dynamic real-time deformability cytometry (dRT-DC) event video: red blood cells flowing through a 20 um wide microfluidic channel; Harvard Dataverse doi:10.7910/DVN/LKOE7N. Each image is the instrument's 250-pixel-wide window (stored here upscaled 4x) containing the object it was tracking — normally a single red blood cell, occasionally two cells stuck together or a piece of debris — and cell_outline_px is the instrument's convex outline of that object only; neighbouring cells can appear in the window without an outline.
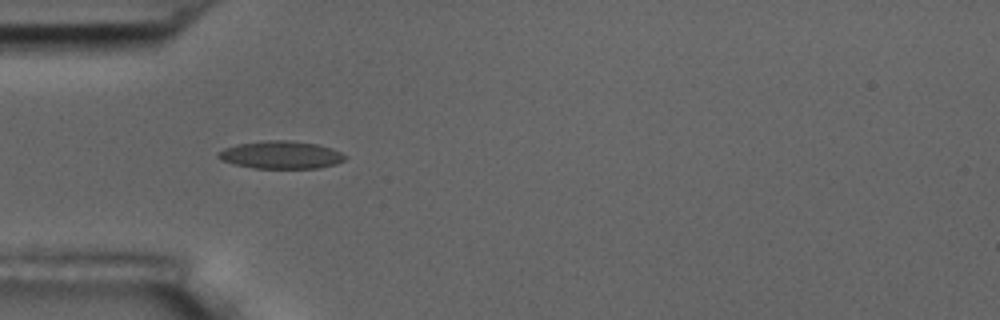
{"species": "common noctule bat (a hibernating species)", "species_latin": "Nyctalus noctula", "temperature_condition": "room temperature", "stored_images_in_passage": 4, "camera_frame_rate_fps": 3000, "um_per_image_px": 0.085, "animal": {"sex": "male", "body_mass_g": 17.5, "forearm_length_mm": 52.3}, "frame": {"image": 1, "passage_image": 3, "time_ms": 2.333, "image_size_px": [1000, 320], "cell_outline_px": [[348, 156], [344, 160], [336, 164], [320, 168], [252, 168], [220, 160], [216, 156], [216, 152], [224, 148], [236, 144], [268, 140], [288, 140], [316, 144], [332, 148]], "centroid_in_image_um": [23.86, 13.16], "position_along_channel_um": 61.1, "area_um2": 20.58}}